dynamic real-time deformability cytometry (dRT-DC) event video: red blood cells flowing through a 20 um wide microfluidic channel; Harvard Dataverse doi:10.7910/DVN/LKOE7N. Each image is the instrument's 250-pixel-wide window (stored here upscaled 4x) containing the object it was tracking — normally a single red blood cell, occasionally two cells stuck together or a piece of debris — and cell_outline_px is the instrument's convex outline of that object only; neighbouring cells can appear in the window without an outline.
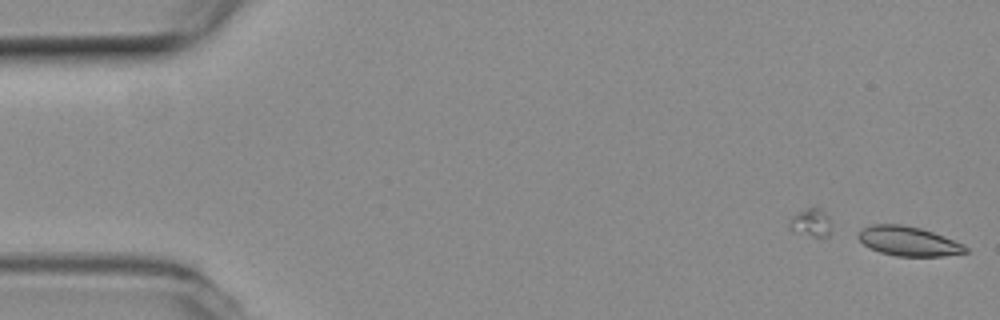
{"species": "common noctule bat (a hibernating species)", "species_latin": "Nyctalus noctula", "temperature_condition": "room temperature", "stored_images_in_passage": 3, "camera_frame_rate_fps": 3000, "um_per_image_px": 0.085, "animal": {"sex": "female", "body_mass_g": 19.3, "forearm_length_mm": 54.1}, "frame": {"image": 1, "passage_image": 3, "time_ms": 0.667, "image_size_px": [1000, 320], "cell_outline_px": [[968, 252], [944, 256], [896, 256], [880, 252], [864, 244], [856, 236], [860, 228], [872, 224], [900, 224], [920, 228], [944, 236], [964, 244], [968, 248]], "centroid_in_image_um": [77.21, 20.49], "position_along_channel_um": 7.8, "area_um2": 18.44}}